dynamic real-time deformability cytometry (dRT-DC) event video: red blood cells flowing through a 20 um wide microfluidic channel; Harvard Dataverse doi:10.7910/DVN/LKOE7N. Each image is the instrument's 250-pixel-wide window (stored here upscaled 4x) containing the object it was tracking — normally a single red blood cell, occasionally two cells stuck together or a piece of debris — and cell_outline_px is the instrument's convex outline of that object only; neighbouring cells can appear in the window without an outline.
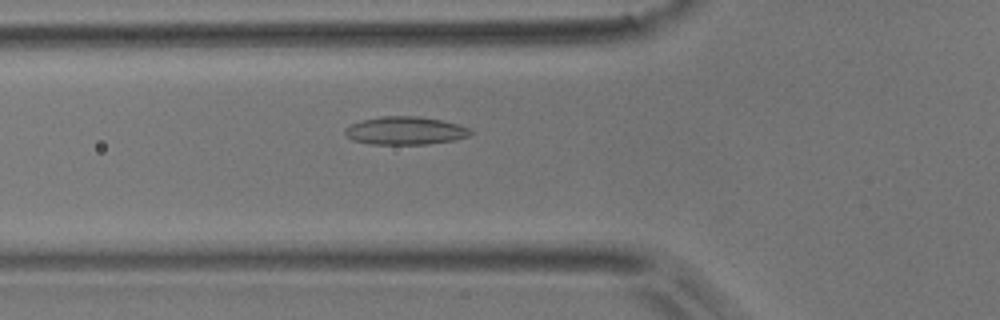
{"species": "common noctule bat (a hibernating species)", "species_latin": "Nyctalus noctula", "temperature_condition": "room temperature", "stored_images_in_passage": 4, "camera_frame_rate_fps": 3000, "um_per_image_px": 0.085, "animal": {"sex": "male", "body_mass_g": 17.9}, "frame": {"image": 1, "passage_image": 4, "time_ms": 1.0, "image_size_px": [1000, 320], "cell_outline_px": [[476, 132], [468, 136], [452, 140], [428, 144], [372, 144], [352, 140], [344, 132], [344, 128], [360, 120], [380, 116], [416, 116], [440, 120], [460, 124], [472, 128]], "centroid_in_image_um": [34.48, 11.1], "position_along_channel_um": 91.3, "area_um2": 20.63}}